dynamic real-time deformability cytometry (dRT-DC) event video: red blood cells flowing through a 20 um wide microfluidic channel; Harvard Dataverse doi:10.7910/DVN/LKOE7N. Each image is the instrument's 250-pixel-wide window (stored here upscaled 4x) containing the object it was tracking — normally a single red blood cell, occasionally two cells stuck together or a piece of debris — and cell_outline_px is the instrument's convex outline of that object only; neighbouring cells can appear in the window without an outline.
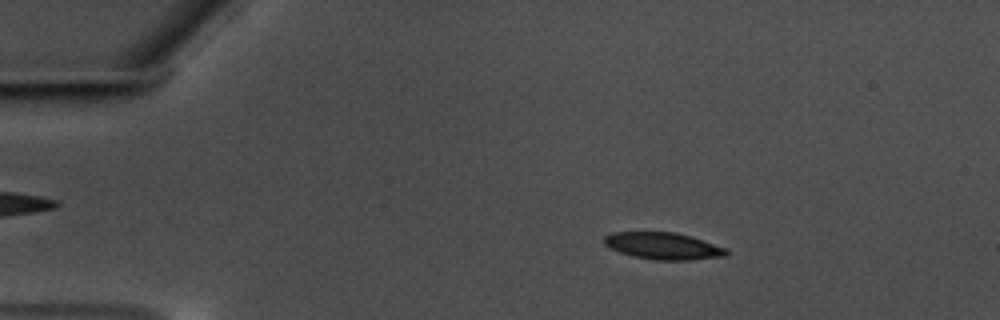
{"species": "common noctule bat (a hibernating species)", "species_latin": "Nyctalus noctula", "temperature_condition": "warm", "stored_images_in_passage": 57, "camera_frame_rate_fps": 3000, "um_per_image_px": 0.085, "animal": {"sex": "male", "body_mass_g": 17.5, "forearm_length_mm": 52.3}, "frame": {"image": 1, "passage_image": 10, "time_ms": 3.0, "image_size_px": [1000, 320], "cell_outline_px": [[728, 256], [692, 260], [656, 260], [632, 256], [620, 252], [604, 244], [604, 236], [612, 232], [676, 232], [692, 236], [728, 248]], "centroid_in_image_um": [56.43, 20.9], "position_along_channel_um": 28.6, "area_um2": 19.36}}
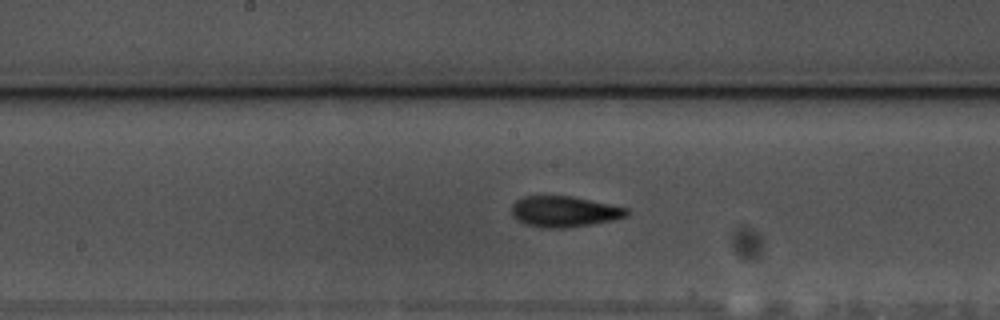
{"frame": {"image": 2, "passage_image": 30, "time_ms": 9.667, "image_size_px": [1000, 320], "cell_outline_px": [[628, 216], [612, 220], [592, 224], [568, 228], [540, 228], [524, 224], [516, 220], [512, 216], [512, 204], [516, 200], [524, 196], [572, 196], [628, 208]], "centroid_in_image_um": [47.93, 17.99], "position_along_channel_um": 200.3, "area_um2": 20.87}}
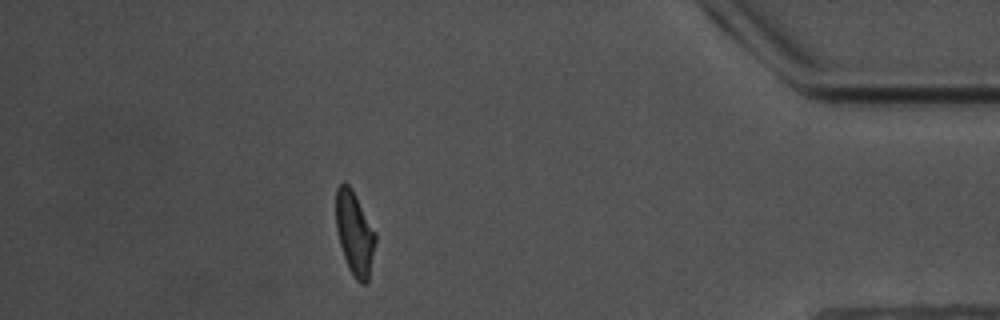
{"frame": {"image": 3, "passage_image": 51, "time_ms": 16.667, "image_size_px": [1000, 320], "cell_outline_px": [[376, 240], [368, 280], [364, 284], [360, 284], [352, 276], [348, 268], [340, 244], [336, 228], [336, 188], [344, 180], [352, 188], [376, 232]], "centroid_in_image_um": [30.14, 19.81], "position_along_channel_um": 405.1, "area_um2": 19.36}, "authors_computed_cell_mechanics": {"area_um2": 19.4208, "velocity_mm_per_s": 3.5451, "shape_relaxation_time_tau1_ms": 3.2791, "shape_relaxation_time_tau2_ms": 2.3657, "deformation_change_tau1": 0.1401, "deformation_change_tau2": 0.0923}}